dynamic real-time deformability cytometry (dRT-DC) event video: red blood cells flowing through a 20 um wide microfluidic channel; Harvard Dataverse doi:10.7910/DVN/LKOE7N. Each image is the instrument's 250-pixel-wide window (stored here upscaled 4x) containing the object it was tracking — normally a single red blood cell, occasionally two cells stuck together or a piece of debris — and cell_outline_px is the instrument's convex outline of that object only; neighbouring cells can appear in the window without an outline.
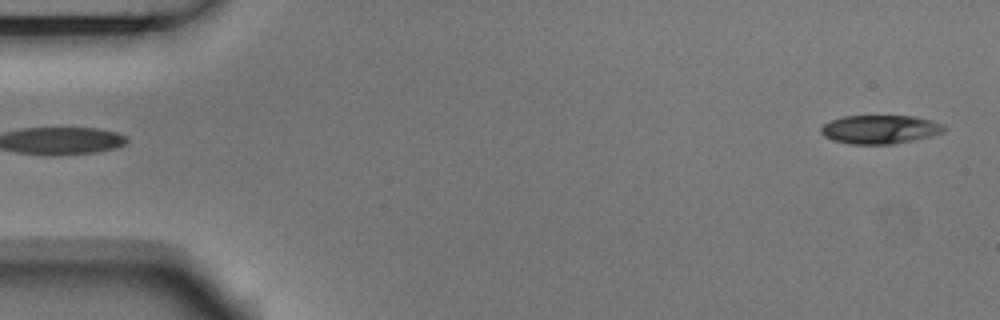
{"species": "Egyptian fruit bat (a non-hibernating species)", "species_latin": "Rousettus aegyptiacus", "temperature_condition": "room temperature", "stored_images_in_passage": 3, "segment_of_instrument_passage": [2, 2], "camera_frame_rate_fps": 3000, "um_per_image_px": 0.085, "animal": {"sex": "male"}, "frame": {"image": 1, "passage_image": 3, "time_ms": 0.667, "image_size_px": [1000, 320], "cell_outline_px": [[948, 128], [944, 132], [912, 140], [892, 144], [852, 144], [832, 140], [824, 136], [820, 132], [820, 128], [824, 124], [832, 120], [844, 116], [916, 116], [944, 124]], "centroid_in_image_um": [74.81, 10.99], "position_along_channel_um": 10.2, "area_um2": 20.52}}